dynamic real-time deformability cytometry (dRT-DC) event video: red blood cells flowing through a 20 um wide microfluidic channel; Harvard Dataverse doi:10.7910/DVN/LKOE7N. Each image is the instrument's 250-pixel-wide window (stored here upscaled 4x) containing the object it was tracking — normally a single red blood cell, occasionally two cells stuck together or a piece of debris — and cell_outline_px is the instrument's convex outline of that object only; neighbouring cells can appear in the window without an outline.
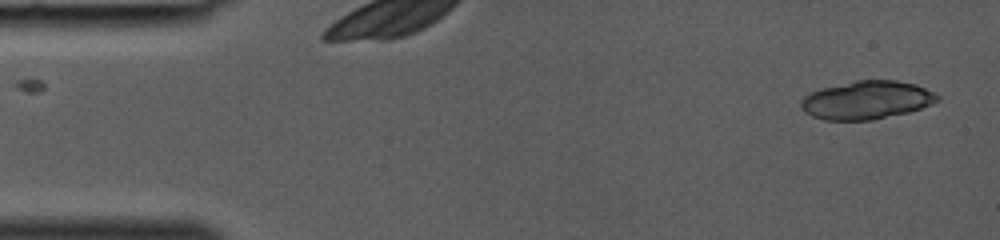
{"species": "common noctule bat (a hibernating species)", "species_latin": "Nyctalus noctula", "temperature_condition": "room temperature", "stored_images_in_passage": 35, "camera_frame_rate_fps": 3000, "um_per_image_px": 0.085, "animal": {"sex": "female", "body_mass_g": 19.0, "forearm_length_mm": 53.3}, "frame": {"image": 1, "passage_image": 1, "time_ms": 0.0, "image_size_px": [1000, 240], "cell_outline_px": [[940, 100], [932, 104], [908, 112], [872, 120], [824, 120], [812, 116], [804, 112], [800, 104], [800, 100], [808, 92], [820, 88], [856, 80], [896, 80], [916, 84], [940, 96]], "centroid_in_image_um": [73.63, 8.5], "position_along_channel_um": 11.4, "area_um2": 30.58}}
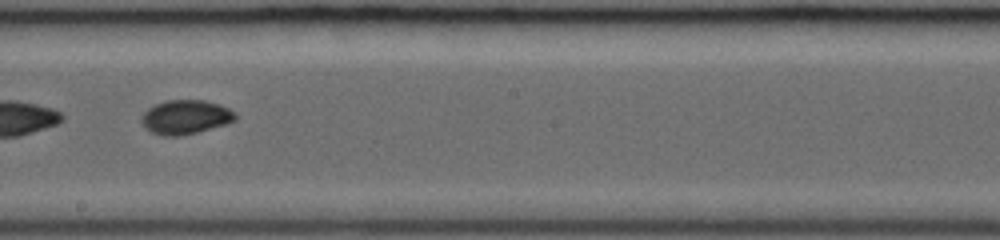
{"frame": {"image": 2, "passage_image": 21, "time_ms": 6.667, "image_size_px": [1000, 240], "cell_outline_px": [[236, 120], [224, 124], [196, 132], [180, 136], [164, 136], [152, 132], [144, 128], [140, 120], [140, 116], [148, 108], [156, 104], [168, 100], [204, 100], [220, 104], [236, 112]], "centroid_in_image_um": [15.74, 9.94], "position_along_channel_um": 232.5, "area_um2": 18.67}}
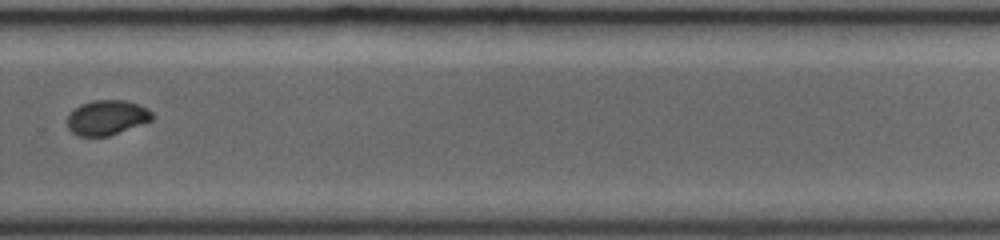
{"frame": {"image": 3, "passage_image": 26, "time_ms": 8.333, "image_size_px": [1000, 240], "cell_outline_px": [[156, 116], [152, 120], [108, 136], [80, 136], [72, 132], [68, 128], [68, 116], [80, 104], [92, 100], [124, 100], [148, 108]], "centroid_in_image_um": [9.11, 9.99], "position_along_channel_um": 320.7, "area_um2": 17.11}}